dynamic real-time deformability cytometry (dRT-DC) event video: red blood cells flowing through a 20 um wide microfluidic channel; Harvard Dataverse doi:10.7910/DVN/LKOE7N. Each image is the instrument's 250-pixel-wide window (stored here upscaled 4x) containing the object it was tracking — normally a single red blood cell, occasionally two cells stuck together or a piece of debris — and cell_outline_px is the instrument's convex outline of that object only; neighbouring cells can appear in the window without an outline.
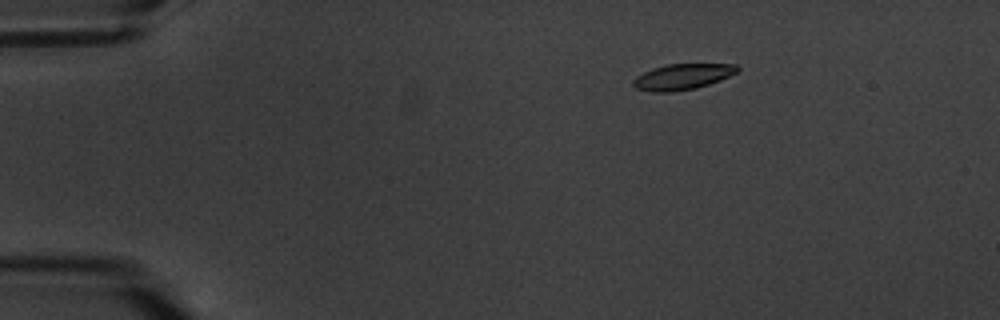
{"species": "common noctule bat (a hibernating species)", "species_latin": "Nyctalus noctula", "temperature_condition": "warm", "stored_images_in_passage": 9, "camera_frame_rate_fps": 3000, "um_per_image_px": 0.085, "animal": {"sex": "male", "body_mass_g": 20.1, "forearm_length_mm": 53.5}, "frame": {"image": 1, "passage_image": 4, "time_ms": 3.333, "image_size_px": [1000, 320], "cell_outline_px": [[740, 68], [736, 72], [720, 80], [696, 88], [672, 92], [652, 92], [636, 88], [632, 84], [632, 80], [636, 76], [652, 68], [668, 64], [736, 64]], "centroid_in_image_um": [57.97, 6.52], "position_along_channel_um": 27.0, "area_um2": 15.61}}
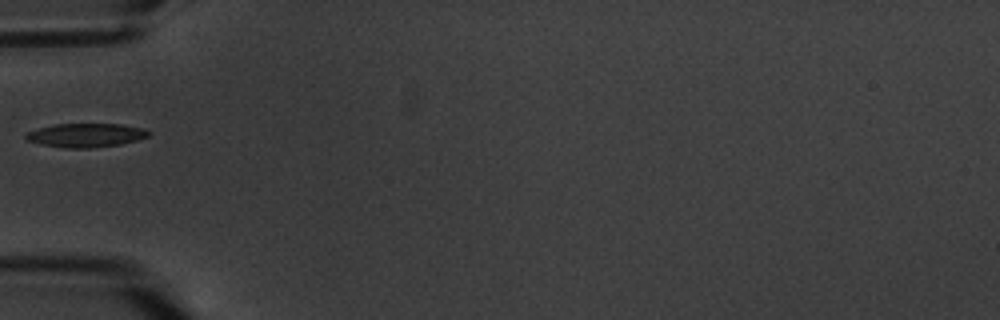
{"frame": {"image": 2, "passage_image": 7, "time_ms": 7.0, "image_size_px": [1000, 320], "cell_outline_px": [[152, 132], [148, 136], [136, 140], [120, 144], [88, 148], [64, 148], [40, 144], [28, 140], [24, 136], [28, 132], [40, 128], [56, 124], [124, 124], [140, 128]], "centroid_in_image_um": [7.3, 11.49], "position_along_channel_um": 77.7, "area_um2": 16.82}}
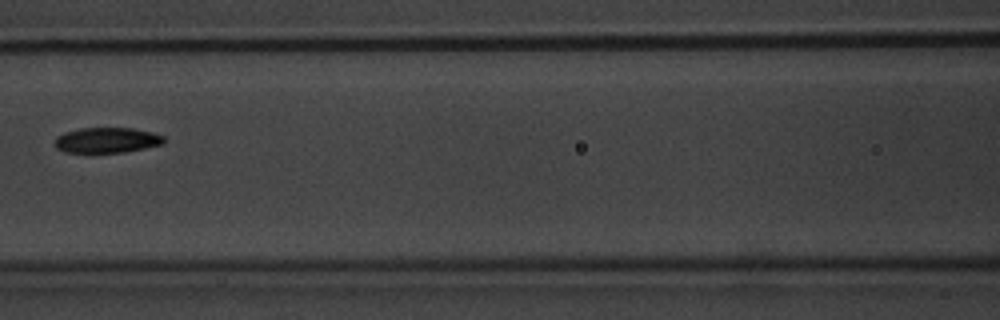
{"frame": {"image": 3, "passage_image": 9, "time_ms": 9.333, "image_size_px": [1000, 320], "cell_outline_px": [[164, 144], [124, 152], [64, 152], [56, 148], [52, 144], [56, 136], [64, 132], [80, 128], [132, 128], [152, 132], [164, 136]], "centroid_in_image_um": [9.04, 11.91], "position_along_channel_um": 157.6, "area_um2": 16.24}}